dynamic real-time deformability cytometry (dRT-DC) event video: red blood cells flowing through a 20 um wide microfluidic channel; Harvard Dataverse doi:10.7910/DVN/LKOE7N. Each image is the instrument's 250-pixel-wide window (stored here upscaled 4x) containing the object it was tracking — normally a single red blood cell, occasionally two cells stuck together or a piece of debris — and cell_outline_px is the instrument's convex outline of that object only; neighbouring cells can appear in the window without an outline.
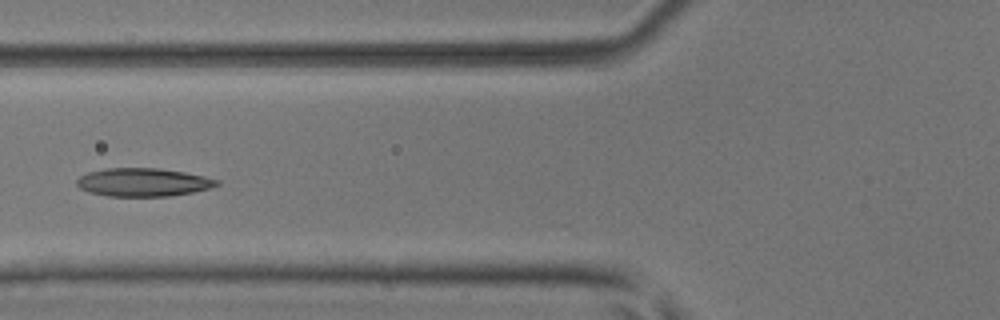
{"species": "common noctule bat (a hibernating species)", "species_latin": "Nyctalus noctula", "temperature_condition": "room temperature", "stored_images_in_passage": 6, "camera_frame_rate_fps": 3000, "um_per_image_px": 0.085, "animal": {"sex": "male", "body_mass_g": 17.9, "forearm_length_mm": 54.2}, "frame": {"image": 1, "passage_image": 5, "time_ms": 1.333, "image_size_px": [1000, 320], "cell_outline_px": [[220, 184], [212, 188], [192, 192], [168, 196], [108, 196], [88, 192], [80, 188], [76, 184], [76, 180], [80, 176], [88, 172], [108, 168], [160, 168], [184, 172], [204, 176], [220, 180]], "centroid_in_image_um": [12.18, 15.49], "position_along_channel_um": 113.6, "area_um2": 23.12}}
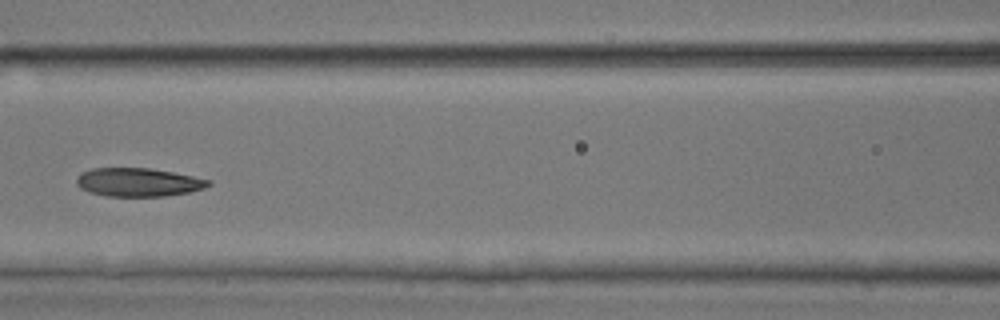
{"frame": {"image": 2, "passage_image": 6, "time_ms": 1.667, "image_size_px": [1000, 320], "cell_outline_px": [[212, 184], [204, 188], [188, 192], [164, 196], [104, 196], [88, 192], [80, 188], [76, 184], [76, 180], [84, 172], [92, 168], [148, 168], [172, 172], [212, 180]], "centroid_in_image_um": [11.76, 15.49], "position_along_channel_um": 154.8, "area_um2": 21.79}}